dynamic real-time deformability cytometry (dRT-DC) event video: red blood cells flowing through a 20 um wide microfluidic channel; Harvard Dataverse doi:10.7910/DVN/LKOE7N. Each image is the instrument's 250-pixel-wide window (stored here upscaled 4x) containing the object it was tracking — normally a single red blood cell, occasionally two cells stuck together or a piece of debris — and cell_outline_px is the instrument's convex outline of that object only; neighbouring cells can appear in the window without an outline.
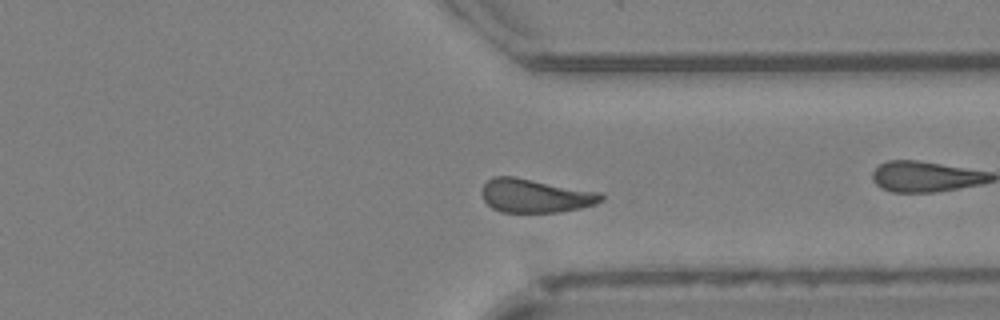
{"species": "Egyptian fruit bat (a non-hibernating species)", "species_latin": "Rousettus aegyptiacus", "temperature_condition": "cold", "stored_images_in_passage": 47, "camera_frame_rate_fps": 3000, "um_per_image_px": 0.085, "animal": {"sex": "female"}, "frame": {"image": 1, "passage_image": 34, "time_ms": 11.0, "image_size_px": [1000, 320], "cell_outline_px": [[604, 200], [596, 204], [580, 208], [556, 212], [500, 212], [492, 208], [484, 200], [484, 184], [492, 176], [516, 176], [600, 192], [604, 196]], "centroid_in_image_um": [45.53, 16.63], "position_along_channel_um": 365.9, "area_um2": 23.41}}
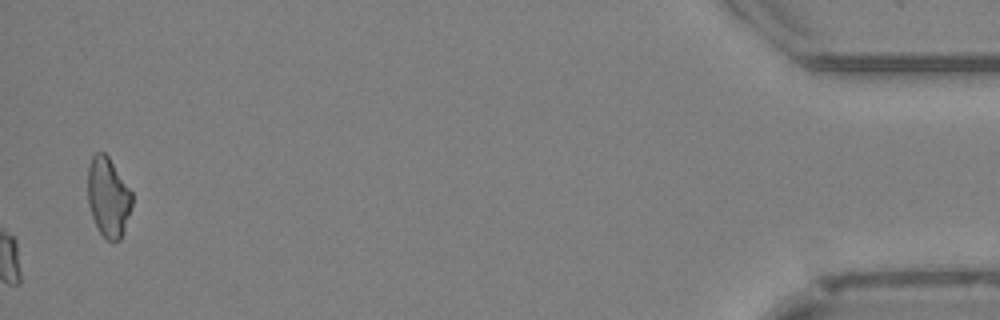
{"frame": {"image": 2, "passage_image": 47, "time_ms": 15.333, "image_size_px": [1000, 320], "cell_outline_px": [[132, 208], [124, 232], [120, 240], [108, 240], [100, 232], [92, 216], [88, 204], [88, 168], [92, 156], [96, 152], [104, 152], [108, 156], [132, 192]], "centroid_in_image_um": [9.21, 16.75], "position_along_channel_um": 426.0, "area_um2": 20.46}, "authors_computed_cell_mechanics": {"area_um2": 23.2356, "velocity_mm_per_s": 4.0623, "shape_relaxation_time_tau1_ms": 5.9222, "shape_relaxation_time_tau2_ms": 8.753, "deformation_change_tau1": 0.1294, "deformation_change_tau2": 0.1542}}